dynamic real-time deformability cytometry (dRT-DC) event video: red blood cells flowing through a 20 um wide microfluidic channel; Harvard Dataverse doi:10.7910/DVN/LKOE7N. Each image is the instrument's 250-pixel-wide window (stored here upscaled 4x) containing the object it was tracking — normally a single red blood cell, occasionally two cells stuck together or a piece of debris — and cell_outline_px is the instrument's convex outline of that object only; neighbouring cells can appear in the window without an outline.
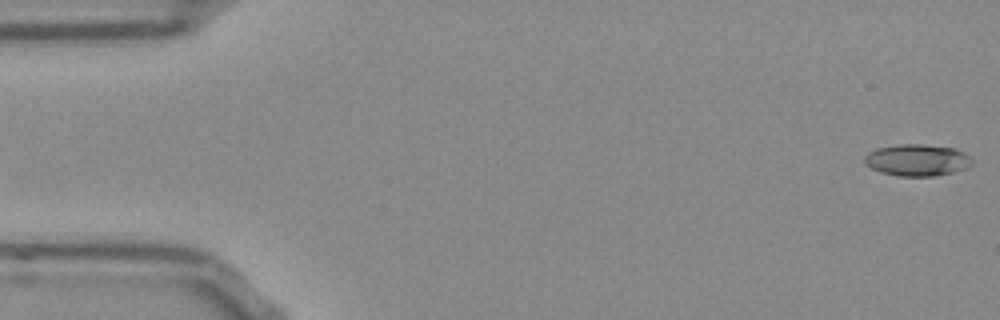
{"species": "Egyptian fruit bat (a non-hibernating species)", "species_latin": "Rousettus aegyptiacus", "temperature_condition": "room temperature", "stored_images_in_passage": 53, "segment_of_instrument_passage": [1, 2], "camera_frame_rate_fps": 3000, "um_per_image_px": 0.085, "frame": {"image": 1, "passage_image": 1, "time_ms": 0.0, "image_size_px": [1000, 320], "cell_outline_px": [[972, 164], [964, 168], [952, 172], [932, 176], [900, 176], [880, 172], [864, 164], [864, 156], [868, 152], [876, 148], [900, 144], [920, 144], [952, 148], [964, 152], [972, 160]], "centroid_in_image_um": [77.9, 13.6], "position_along_channel_um": 7.1, "area_um2": 19.71}}
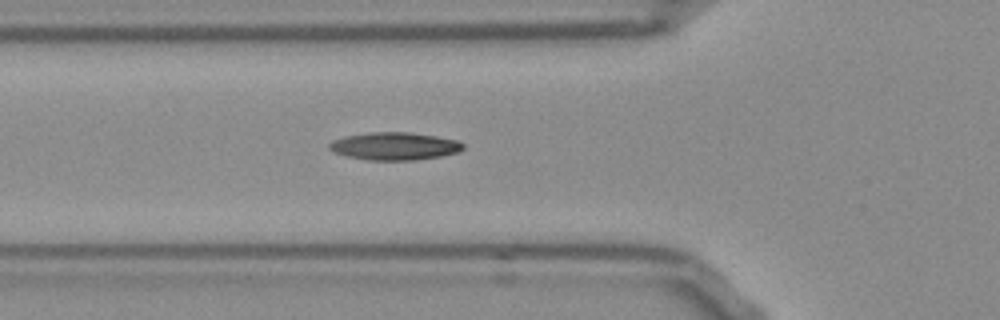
{"frame": {"image": 2, "passage_image": 18, "time_ms": 5.667, "image_size_px": [1000, 320], "cell_outline_px": [[464, 148], [460, 152], [440, 156], [416, 160], [368, 160], [348, 156], [332, 152], [328, 148], [328, 144], [332, 140], [344, 136], [368, 132], [408, 132], [436, 136], [456, 140], [464, 144]], "centroid_in_image_um": [33.51, 12.42], "position_along_channel_um": 92.3, "area_um2": 21.73}}
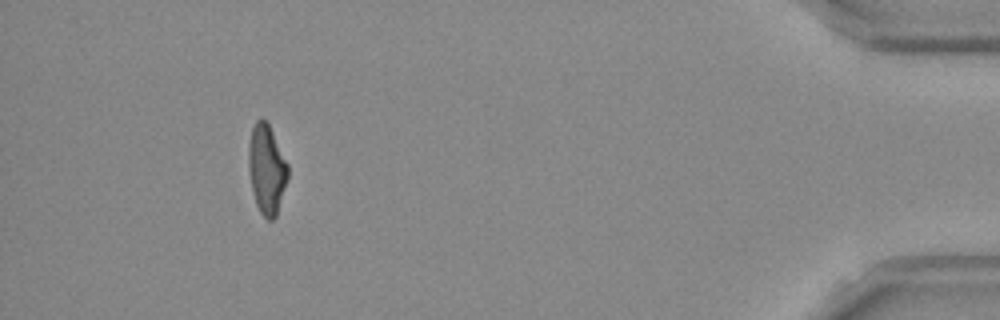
{"frame": {"image": 3, "passage_image": 48, "time_ms": 15.667, "image_size_px": [1000, 320], "cell_outline_px": [[288, 176], [276, 216], [272, 220], [268, 220], [260, 212], [256, 204], [252, 192], [248, 168], [248, 144], [252, 128], [256, 120], [264, 120], [268, 124], [288, 164]], "centroid_in_image_um": [22.65, 14.4], "position_along_channel_um": 412.6, "area_um2": 20.29}}